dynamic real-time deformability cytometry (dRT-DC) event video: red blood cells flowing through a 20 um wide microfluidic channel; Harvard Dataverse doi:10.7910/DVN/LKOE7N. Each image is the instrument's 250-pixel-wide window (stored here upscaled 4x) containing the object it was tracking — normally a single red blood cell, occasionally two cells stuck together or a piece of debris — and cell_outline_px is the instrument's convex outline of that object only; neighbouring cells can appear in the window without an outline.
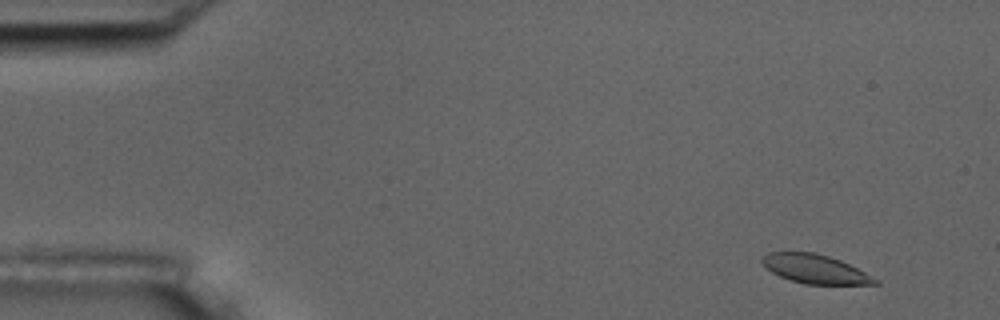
{"species": "common noctule bat (a hibernating species)", "species_latin": "Nyctalus noctula", "temperature_condition": "room temperature", "stored_images_in_passage": 55, "camera_frame_rate_fps": 3000, "um_per_image_px": 0.085, "animal": {"sex": "male", "body_mass_g": 17.5, "forearm_length_mm": 52.3}, "frame": {"image": 1, "passage_image": 4, "time_ms": 1.0, "image_size_px": [1000, 320], "cell_outline_px": [[880, 284], [804, 284], [780, 276], [772, 272], [760, 260], [768, 252], [816, 252], [840, 260], [880, 280]], "centroid_in_image_um": [69.3, 22.86], "position_along_channel_um": 15.7, "area_um2": 18.79}}
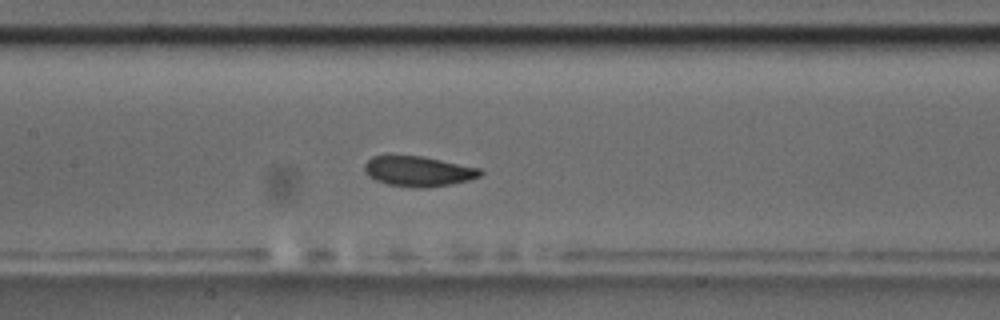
{"frame": {"image": 2, "passage_image": 26, "time_ms": 8.333, "image_size_px": [1000, 320], "cell_outline_px": [[484, 172], [480, 176], [468, 180], [452, 184], [428, 188], [416, 188], [388, 184], [376, 180], [368, 176], [364, 172], [364, 164], [372, 156], [424, 156], [480, 168]], "centroid_in_image_um": [35.57, 14.56], "position_along_channel_um": 171.8, "area_um2": 20.46}}
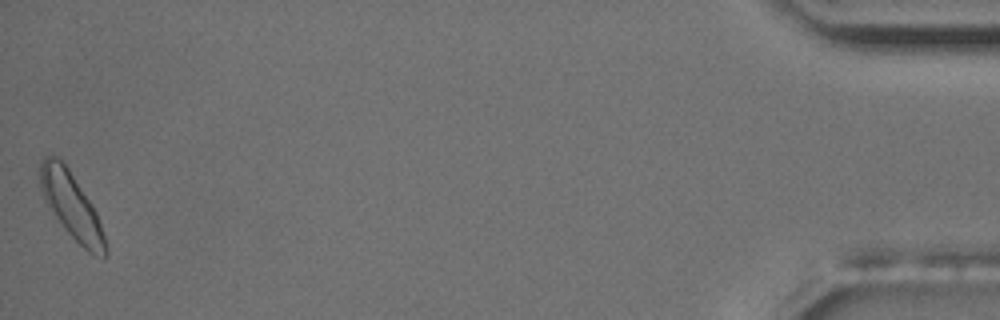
{"frame": {"image": 3, "passage_image": 55, "time_ms": 18.0, "image_size_px": [1000, 320], "cell_outline_px": [[108, 256], [104, 260], [88, 252], [64, 228], [44, 200], [40, 188], [40, 160], [44, 156], [56, 156], [68, 168], [92, 204], [96, 212], [108, 248]], "centroid_in_image_um": [6.09, 17.51], "position_along_channel_um": 429.1, "area_um2": 24.85}, "authors_computed_cell_mechanics": {"area_um2": 20.4612, "velocity_mm_per_s": 3.622, "shape_relaxation_time_tau1_ms": 4.2855, "shape_relaxation_time_tau2_ms": 1.4769, "deformation_change_tau1": 0.0832, "deformation_change_tau2": 0.0458}}